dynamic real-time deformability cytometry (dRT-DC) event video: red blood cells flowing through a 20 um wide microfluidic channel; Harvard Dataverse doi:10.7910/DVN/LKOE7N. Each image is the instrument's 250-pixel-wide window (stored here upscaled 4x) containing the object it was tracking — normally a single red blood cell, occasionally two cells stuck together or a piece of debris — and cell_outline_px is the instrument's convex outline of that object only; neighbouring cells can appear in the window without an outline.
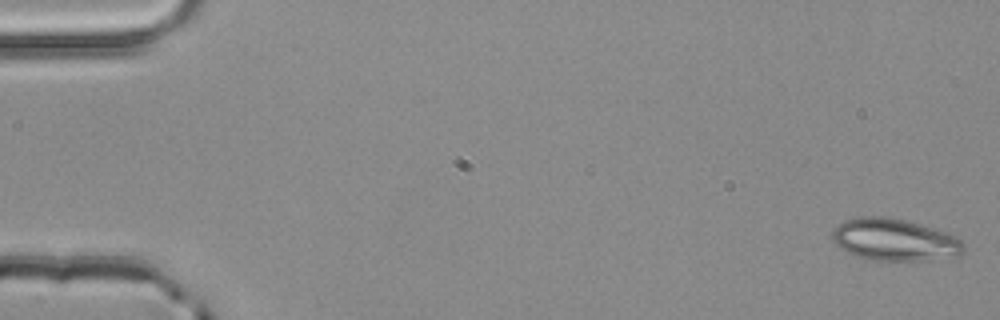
{"species": "common noctule bat (a hibernating species)", "species_latin": "Nyctalus noctula", "temperature_condition": "room temperature", "stored_images_in_passage": 4, "camera_frame_rate_fps": 3000, "um_per_image_px": 0.085, "animal": {"sex": "male", "body_mass_g": 20.4}, "frame": {"image": 1, "passage_image": 1, "time_ms": 0.0, "image_size_px": [1000, 320], "cell_outline_px": [[964, 252], [960, 256], [924, 260], [872, 260], [856, 256], [840, 248], [832, 240], [832, 232], [844, 220], [860, 216], [888, 216], [920, 224], [956, 236], [964, 244]], "centroid_in_image_um": [76.04, 20.38], "position_along_channel_um": 9.0, "area_um2": 32.14}}